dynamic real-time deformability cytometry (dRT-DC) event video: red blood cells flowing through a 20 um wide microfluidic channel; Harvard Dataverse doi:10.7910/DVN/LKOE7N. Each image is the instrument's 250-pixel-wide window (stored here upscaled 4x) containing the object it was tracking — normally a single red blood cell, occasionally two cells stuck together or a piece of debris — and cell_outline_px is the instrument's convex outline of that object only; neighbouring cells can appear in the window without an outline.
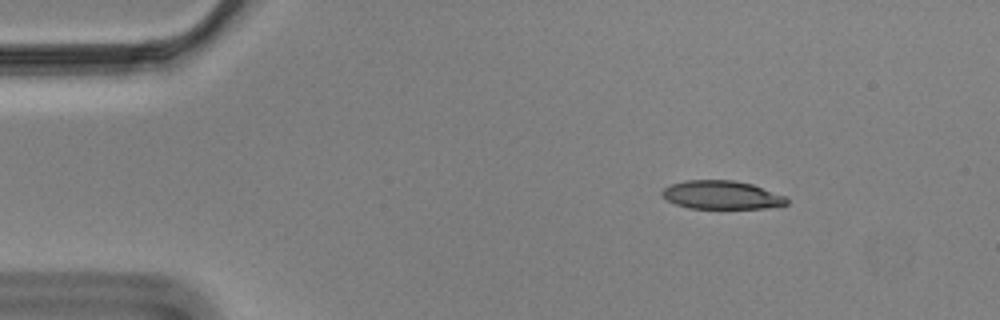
{"species": "Egyptian fruit bat (a non-hibernating species)", "species_latin": "Rousettus aegyptiacus", "temperature_condition": "cold", "stored_images_in_passage": 14, "camera_frame_rate_fps": 3000, "um_per_image_px": 0.085, "animal": {"sex": "male"}, "frame": {"image": 1, "passage_image": 7, "time_ms": 2.0, "image_size_px": [1000, 320], "cell_outline_px": [[788, 204], [764, 208], [688, 208], [676, 204], [660, 196], [660, 192], [664, 188], [672, 184], [684, 180], [736, 180], [752, 184], [784, 196], [788, 200]], "centroid_in_image_um": [61.29, 16.56], "position_along_channel_um": 23.7, "area_um2": 20.58}}